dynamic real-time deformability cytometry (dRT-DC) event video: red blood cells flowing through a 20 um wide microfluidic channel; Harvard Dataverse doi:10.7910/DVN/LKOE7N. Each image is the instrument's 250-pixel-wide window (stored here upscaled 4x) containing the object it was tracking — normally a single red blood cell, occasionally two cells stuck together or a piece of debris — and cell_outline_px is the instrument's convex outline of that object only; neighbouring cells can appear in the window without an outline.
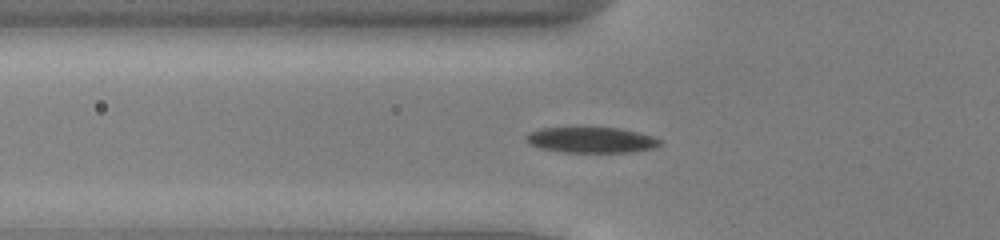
{"species": "common noctule bat (a hibernating species)", "species_latin": "Nyctalus noctula", "temperature_condition": "cold", "stored_images_in_passage": 43, "camera_frame_rate_fps": 3000, "um_per_image_px": 0.085, "animal": {"sex": "male", "body_mass_g": 13.0, "forearm_length_mm": 53.1}, "frame": {"image": 1, "passage_image": 9, "time_ms": 2.667, "image_size_px": [1000, 240], "cell_outline_px": [[664, 140], [656, 148], [632, 152], [564, 152], [540, 148], [532, 144], [524, 136], [528, 132], [540, 128], [620, 128], [640, 132]], "centroid_in_image_um": [50.32, 11.9], "position_along_channel_um": 75.5, "area_um2": 20.06}}
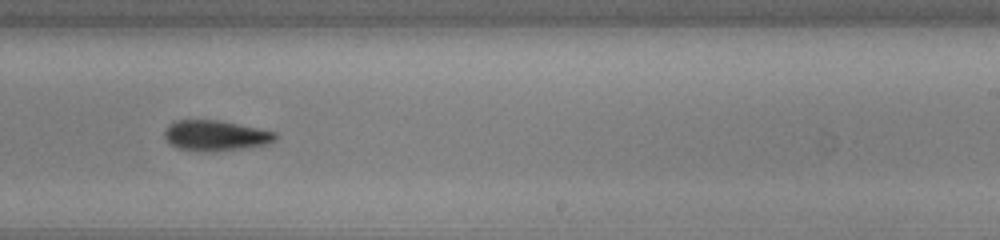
{"frame": {"image": 2, "passage_image": 24, "time_ms": 7.667, "image_size_px": [1000, 240], "cell_outline_px": [[276, 140], [268, 144], [248, 148], [212, 152], [200, 152], [176, 148], [164, 136], [164, 132], [168, 124], [172, 120], [220, 120], [276, 132]], "centroid_in_image_um": [18.31, 11.53], "position_along_channel_um": 270.7, "area_um2": 20.0}}
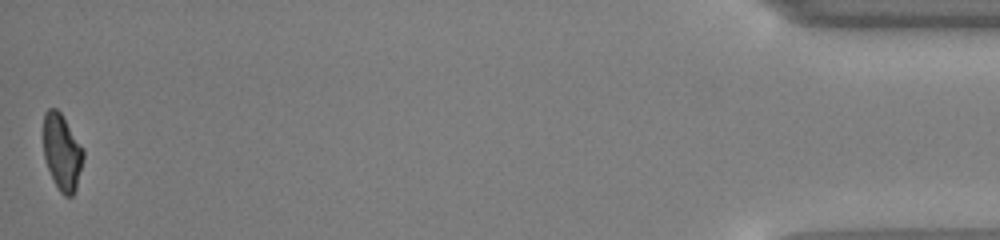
{"frame": {"image": 3, "passage_image": 43, "time_ms": 14.0, "image_size_px": [1000, 240], "cell_outline_px": [[84, 156], [76, 188], [72, 196], [64, 196], [60, 192], [48, 168], [44, 156], [44, 112], [48, 108], [56, 108], [60, 112], [84, 148]], "centroid_in_image_um": [5.28, 12.91], "position_along_channel_um": 429.9, "area_um2": 17.57}, "authors_computed_cell_mechanics": {"area_um2": 19.652, "velocity_mm_per_s": 3.9069, "shape_relaxation_time_tau1_ms": 2.1409, "shape_relaxation_time_tau2_ms": 5.3906, "deformation_change_tau1": 0.1156, "deformation_change_tau2": 0.1252}}